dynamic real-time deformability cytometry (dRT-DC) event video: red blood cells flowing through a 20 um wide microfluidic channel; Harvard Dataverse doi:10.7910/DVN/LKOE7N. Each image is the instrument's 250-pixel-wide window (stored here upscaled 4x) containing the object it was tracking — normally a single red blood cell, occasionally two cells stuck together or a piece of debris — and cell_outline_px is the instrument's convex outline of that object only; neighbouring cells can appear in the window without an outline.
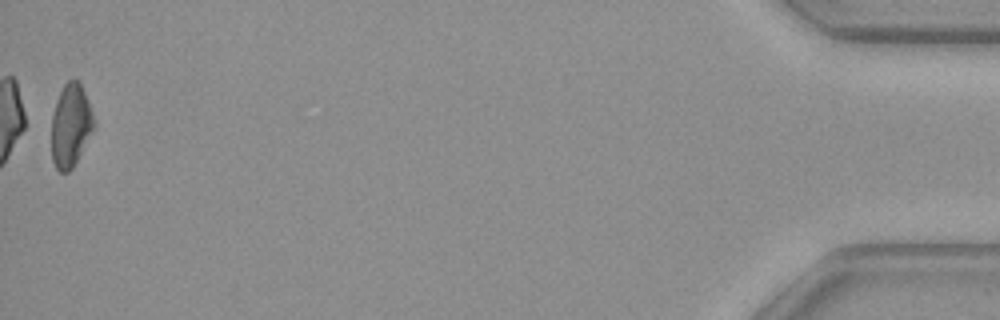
{"species": "common noctule bat (a hibernating species)", "species_latin": "Nyctalus noctula", "temperature_condition": "warm", "stored_images_in_passage": 39, "camera_frame_rate_fps": 3000, "um_per_image_px": 0.085, "animal": {"sex": "female", "body_mass_g": 29.2, "forearm_length_mm": 56.3}, "frame": {"image": 1, "passage_image": 39, "time_ms": 12.667, "image_size_px": [1000, 320], "cell_outline_px": [[96, 128], [72, 168], [68, 172], [60, 172], [56, 168], [52, 160], [52, 116], [56, 100], [64, 84], [68, 80], [76, 80], [80, 84], [84, 92], [96, 120]], "centroid_in_image_um": [6.03, 10.69], "position_along_channel_um": 429.2, "area_um2": 20.63}, "authors_computed_cell_mechanics": {"area_um2": 20.9814, "velocity_mm_per_s": 3.9677, "shape_relaxation_time_tau1_ms": null, "shape_relaxation_time_tau2_ms": 4.5882, "deformation_change_tau1": null, "deformation_change_tau2": 0.1196}}